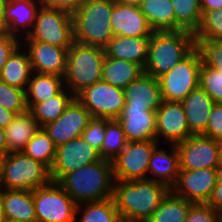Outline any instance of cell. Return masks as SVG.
Instances as JSON below:
<instances>
[{"label":"cell","instance_id":"ac0fdd59","mask_svg":"<svg viewBox=\"0 0 222 222\" xmlns=\"http://www.w3.org/2000/svg\"><path fill=\"white\" fill-rule=\"evenodd\" d=\"M113 35L124 37H151L154 30L137 6L114 2L110 16Z\"/></svg>","mask_w":222,"mask_h":222},{"label":"cell","instance_id":"f1b7e54d","mask_svg":"<svg viewBox=\"0 0 222 222\" xmlns=\"http://www.w3.org/2000/svg\"><path fill=\"white\" fill-rule=\"evenodd\" d=\"M142 73H144V69L134 62L105 56L101 80L124 89Z\"/></svg>","mask_w":222,"mask_h":222},{"label":"cell","instance_id":"5b68a950","mask_svg":"<svg viewBox=\"0 0 222 222\" xmlns=\"http://www.w3.org/2000/svg\"><path fill=\"white\" fill-rule=\"evenodd\" d=\"M104 48L73 42L68 49L64 87L74 96L102 79Z\"/></svg>","mask_w":222,"mask_h":222},{"label":"cell","instance_id":"f35d334b","mask_svg":"<svg viewBox=\"0 0 222 222\" xmlns=\"http://www.w3.org/2000/svg\"><path fill=\"white\" fill-rule=\"evenodd\" d=\"M199 86L213 99L215 103H222L221 72L202 63L200 68Z\"/></svg>","mask_w":222,"mask_h":222},{"label":"cell","instance_id":"b9f144b4","mask_svg":"<svg viewBox=\"0 0 222 222\" xmlns=\"http://www.w3.org/2000/svg\"><path fill=\"white\" fill-rule=\"evenodd\" d=\"M186 222H220V213L208 203H193L188 211Z\"/></svg>","mask_w":222,"mask_h":222},{"label":"cell","instance_id":"30bf717a","mask_svg":"<svg viewBox=\"0 0 222 222\" xmlns=\"http://www.w3.org/2000/svg\"><path fill=\"white\" fill-rule=\"evenodd\" d=\"M93 118L117 119L124 108V90L104 81L84 88L75 96Z\"/></svg>","mask_w":222,"mask_h":222},{"label":"cell","instance_id":"52a82bcc","mask_svg":"<svg viewBox=\"0 0 222 222\" xmlns=\"http://www.w3.org/2000/svg\"><path fill=\"white\" fill-rule=\"evenodd\" d=\"M202 56L195 47L169 72L158 78L162 99L181 102L190 92L199 87Z\"/></svg>","mask_w":222,"mask_h":222},{"label":"cell","instance_id":"44dd1931","mask_svg":"<svg viewBox=\"0 0 222 222\" xmlns=\"http://www.w3.org/2000/svg\"><path fill=\"white\" fill-rule=\"evenodd\" d=\"M128 142L156 140V111L123 108L117 118Z\"/></svg>","mask_w":222,"mask_h":222},{"label":"cell","instance_id":"7a4b0ae2","mask_svg":"<svg viewBox=\"0 0 222 222\" xmlns=\"http://www.w3.org/2000/svg\"><path fill=\"white\" fill-rule=\"evenodd\" d=\"M114 182L112 162L104 159L66 173L57 181L78 205L112 198Z\"/></svg>","mask_w":222,"mask_h":222},{"label":"cell","instance_id":"4316f807","mask_svg":"<svg viewBox=\"0 0 222 222\" xmlns=\"http://www.w3.org/2000/svg\"><path fill=\"white\" fill-rule=\"evenodd\" d=\"M39 129L40 126L29 110L16 115L5 128L9 153L22 152Z\"/></svg>","mask_w":222,"mask_h":222},{"label":"cell","instance_id":"bcb514c9","mask_svg":"<svg viewBox=\"0 0 222 222\" xmlns=\"http://www.w3.org/2000/svg\"><path fill=\"white\" fill-rule=\"evenodd\" d=\"M208 204L217 212L222 213V185H216Z\"/></svg>","mask_w":222,"mask_h":222},{"label":"cell","instance_id":"9a60e30c","mask_svg":"<svg viewBox=\"0 0 222 222\" xmlns=\"http://www.w3.org/2000/svg\"><path fill=\"white\" fill-rule=\"evenodd\" d=\"M93 117L75 97L66 110L56 120L47 123L43 128L56 146L81 137Z\"/></svg>","mask_w":222,"mask_h":222},{"label":"cell","instance_id":"4dcf8cb0","mask_svg":"<svg viewBox=\"0 0 222 222\" xmlns=\"http://www.w3.org/2000/svg\"><path fill=\"white\" fill-rule=\"evenodd\" d=\"M75 96L64 87L57 95L44 102L36 103L29 111L40 127L56 120L66 110Z\"/></svg>","mask_w":222,"mask_h":222},{"label":"cell","instance_id":"816d5d0a","mask_svg":"<svg viewBox=\"0 0 222 222\" xmlns=\"http://www.w3.org/2000/svg\"><path fill=\"white\" fill-rule=\"evenodd\" d=\"M114 2L139 7L143 0H114Z\"/></svg>","mask_w":222,"mask_h":222},{"label":"cell","instance_id":"5bb4252c","mask_svg":"<svg viewBox=\"0 0 222 222\" xmlns=\"http://www.w3.org/2000/svg\"><path fill=\"white\" fill-rule=\"evenodd\" d=\"M191 136L181 102L163 100L156 110L157 142L175 145Z\"/></svg>","mask_w":222,"mask_h":222},{"label":"cell","instance_id":"4fadbf2b","mask_svg":"<svg viewBox=\"0 0 222 222\" xmlns=\"http://www.w3.org/2000/svg\"><path fill=\"white\" fill-rule=\"evenodd\" d=\"M99 151L81 137L57 146L56 157L50 169L52 181L57 182L64 174L101 160Z\"/></svg>","mask_w":222,"mask_h":222},{"label":"cell","instance_id":"8fae6325","mask_svg":"<svg viewBox=\"0 0 222 222\" xmlns=\"http://www.w3.org/2000/svg\"><path fill=\"white\" fill-rule=\"evenodd\" d=\"M157 140L128 142L122 152L113 160L115 180L131 181L148 178V165Z\"/></svg>","mask_w":222,"mask_h":222},{"label":"cell","instance_id":"ba28073f","mask_svg":"<svg viewBox=\"0 0 222 222\" xmlns=\"http://www.w3.org/2000/svg\"><path fill=\"white\" fill-rule=\"evenodd\" d=\"M37 222H74L78 204L54 181L33 190Z\"/></svg>","mask_w":222,"mask_h":222},{"label":"cell","instance_id":"8992f818","mask_svg":"<svg viewBox=\"0 0 222 222\" xmlns=\"http://www.w3.org/2000/svg\"><path fill=\"white\" fill-rule=\"evenodd\" d=\"M51 181L50 169L23 152L3 157L1 189L33 191Z\"/></svg>","mask_w":222,"mask_h":222},{"label":"cell","instance_id":"7bdbcfd3","mask_svg":"<svg viewBox=\"0 0 222 222\" xmlns=\"http://www.w3.org/2000/svg\"><path fill=\"white\" fill-rule=\"evenodd\" d=\"M203 136L219 141L222 140V103H215L213 106Z\"/></svg>","mask_w":222,"mask_h":222},{"label":"cell","instance_id":"f546056e","mask_svg":"<svg viewBox=\"0 0 222 222\" xmlns=\"http://www.w3.org/2000/svg\"><path fill=\"white\" fill-rule=\"evenodd\" d=\"M139 8L154 31H176L171 0H143Z\"/></svg>","mask_w":222,"mask_h":222},{"label":"cell","instance_id":"d6986e66","mask_svg":"<svg viewBox=\"0 0 222 222\" xmlns=\"http://www.w3.org/2000/svg\"><path fill=\"white\" fill-rule=\"evenodd\" d=\"M43 0H8L5 6V32L18 37L26 38L35 24L38 10Z\"/></svg>","mask_w":222,"mask_h":222},{"label":"cell","instance_id":"2e32d148","mask_svg":"<svg viewBox=\"0 0 222 222\" xmlns=\"http://www.w3.org/2000/svg\"><path fill=\"white\" fill-rule=\"evenodd\" d=\"M216 185V169L180 170L170 190L192 203H208Z\"/></svg>","mask_w":222,"mask_h":222},{"label":"cell","instance_id":"681fc988","mask_svg":"<svg viewBox=\"0 0 222 222\" xmlns=\"http://www.w3.org/2000/svg\"><path fill=\"white\" fill-rule=\"evenodd\" d=\"M9 153L7 141H6V133L5 129L0 128V156L4 157Z\"/></svg>","mask_w":222,"mask_h":222},{"label":"cell","instance_id":"836d02e7","mask_svg":"<svg viewBox=\"0 0 222 222\" xmlns=\"http://www.w3.org/2000/svg\"><path fill=\"white\" fill-rule=\"evenodd\" d=\"M57 146L43 127L35 133V135L28 141L24 150L22 151L26 156H29L49 169L53 166L56 157Z\"/></svg>","mask_w":222,"mask_h":222},{"label":"cell","instance_id":"ffe728a7","mask_svg":"<svg viewBox=\"0 0 222 222\" xmlns=\"http://www.w3.org/2000/svg\"><path fill=\"white\" fill-rule=\"evenodd\" d=\"M123 90L124 108H144L156 111L163 101L158 79L145 72Z\"/></svg>","mask_w":222,"mask_h":222},{"label":"cell","instance_id":"484cf974","mask_svg":"<svg viewBox=\"0 0 222 222\" xmlns=\"http://www.w3.org/2000/svg\"><path fill=\"white\" fill-rule=\"evenodd\" d=\"M33 69L26 49L20 44L2 68L0 80L26 91Z\"/></svg>","mask_w":222,"mask_h":222},{"label":"cell","instance_id":"1f68e13d","mask_svg":"<svg viewBox=\"0 0 222 222\" xmlns=\"http://www.w3.org/2000/svg\"><path fill=\"white\" fill-rule=\"evenodd\" d=\"M113 198L77 206L74 222H121Z\"/></svg>","mask_w":222,"mask_h":222},{"label":"cell","instance_id":"8d00e7d4","mask_svg":"<svg viewBox=\"0 0 222 222\" xmlns=\"http://www.w3.org/2000/svg\"><path fill=\"white\" fill-rule=\"evenodd\" d=\"M195 41L222 40V9L202 14L201 22L194 33Z\"/></svg>","mask_w":222,"mask_h":222},{"label":"cell","instance_id":"e0dca14e","mask_svg":"<svg viewBox=\"0 0 222 222\" xmlns=\"http://www.w3.org/2000/svg\"><path fill=\"white\" fill-rule=\"evenodd\" d=\"M21 44L28 52L33 72L64 76L69 48H63L33 39H22Z\"/></svg>","mask_w":222,"mask_h":222},{"label":"cell","instance_id":"d590c367","mask_svg":"<svg viewBox=\"0 0 222 222\" xmlns=\"http://www.w3.org/2000/svg\"><path fill=\"white\" fill-rule=\"evenodd\" d=\"M127 139L122 125L117 119L106 124L105 137L99 154L102 159L113 161L127 146Z\"/></svg>","mask_w":222,"mask_h":222},{"label":"cell","instance_id":"3957f363","mask_svg":"<svg viewBox=\"0 0 222 222\" xmlns=\"http://www.w3.org/2000/svg\"><path fill=\"white\" fill-rule=\"evenodd\" d=\"M195 47L194 33L185 30L154 31L149 41L144 72L158 79L169 72Z\"/></svg>","mask_w":222,"mask_h":222},{"label":"cell","instance_id":"d4e9b609","mask_svg":"<svg viewBox=\"0 0 222 222\" xmlns=\"http://www.w3.org/2000/svg\"><path fill=\"white\" fill-rule=\"evenodd\" d=\"M0 203L6 219L21 222L37 221L33 191L0 189Z\"/></svg>","mask_w":222,"mask_h":222},{"label":"cell","instance_id":"f6af8a7d","mask_svg":"<svg viewBox=\"0 0 222 222\" xmlns=\"http://www.w3.org/2000/svg\"><path fill=\"white\" fill-rule=\"evenodd\" d=\"M86 1L87 0H43V5L48 8L65 11L72 15Z\"/></svg>","mask_w":222,"mask_h":222},{"label":"cell","instance_id":"f5cc1de1","mask_svg":"<svg viewBox=\"0 0 222 222\" xmlns=\"http://www.w3.org/2000/svg\"><path fill=\"white\" fill-rule=\"evenodd\" d=\"M217 185H222V165L216 168Z\"/></svg>","mask_w":222,"mask_h":222},{"label":"cell","instance_id":"9c48e42d","mask_svg":"<svg viewBox=\"0 0 222 222\" xmlns=\"http://www.w3.org/2000/svg\"><path fill=\"white\" fill-rule=\"evenodd\" d=\"M23 39L70 48L74 42L72 15L44 5L38 10L31 33Z\"/></svg>","mask_w":222,"mask_h":222},{"label":"cell","instance_id":"7c38bea8","mask_svg":"<svg viewBox=\"0 0 222 222\" xmlns=\"http://www.w3.org/2000/svg\"><path fill=\"white\" fill-rule=\"evenodd\" d=\"M180 170L216 169L220 165L219 140L203 135H192L175 144Z\"/></svg>","mask_w":222,"mask_h":222},{"label":"cell","instance_id":"ab89813d","mask_svg":"<svg viewBox=\"0 0 222 222\" xmlns=\"http://www.w3.org/2000/svg\"><path fill=\"white\" fill-rule=\"evenodd\" d=\"M202 61L222 74V40L195 41Z\"/></svg>","mask_w":222,"mask_h":222},{"label":"cell","instance_id":"6f0895ef","mask_svg":"<svg viewBox=\"0 0 222 222\" xmlns=\"http://www.w3.org/2000/svg\"><path fill=\"white\" fill-rule=\"evenodd\" d=\"M5 222H21V221H15V220L6 219ZM32 222H37V221H32Z\"/></svg>","mask_w":222,"mask_h":222},{"label":"cell","instance_id":"277c9868","mask_svg":"<svg viewBox=\"0 0 222 222\" xmlns=\"http://www.w3.org/2000/svg\"><path fill=\"white\" fill-rule=\"evenodd\" d=\"M114 0H87L72 14L74 41L104 48L113 37Z\"/></svg>","mask_w":222,"mask_h":222},{"label":"cell","instance_id":"7402d4cb","mask_svg":"<svg viewBox=\"0 0 222 222\" xmlns=\"http://www.w3.org/2000/svg\"><path fill=\"white\" fill-rule=\"evenodd\" d=\"M187 123L192 135H203L207 128L209 115L215 105L213 99L199 86L182 101Z\"/></svg>","mask_w":222,"mask_h":222},{"label":"cell","instance_id":"9f6ffc18","mask_svg":"<svg viewBox=\"0 0 222 222\" xmlns=\"http://www.w3.org/2000/svg\"><path fill=\"white\" fill-rule=\"evenodd\" d=\"M219 147H220L219 159H220V164L222 165V140L219 141Z\"/></svg>","mask_w":222,"mask_h":222},{"label":"cell","instance_id":"11a10c76","mask_svg":"<svg viewBox=\"0 0 222 222\" xmlns=\"http://www.w3.org/2000/svg\"><path fill=\"white\" fill-rule=\"evenodd\" d=\"M2 162H3V157L0 156V189H1V181H2Z\"/></svg>","mask_w":222,"mask_h":222},{"label":"cell","instance_id":"e575fe53","mask_svg":"<svg viewBox=\"0 0 222 222\" xmlns=\"http://www.w3.org/2000/svg\"><path fill=\"white\" fill-rule=\"evenodd\" d=\"M171 2L174 7L176 31L195 33L202 18L200 0H171Z\"/></svg>","mask_w":222,"mask_h":222},{"label":"cell","instance_id":"c3c4849f","mask_svg":"<svg viewBox=\"0 0 222 222\" xmlns=\"http://www.w3.org/2000/svg\"><path fill=\"white\" fill-rule=\"evenodd\" d=\"M15 116L16 114L14 112L0 106V128L5 129Z\"/></svg>","mask_w":222,"mask_h":222},{"label":"cell","instance_id":"d6a6232c","mask_svg":"<svg viewBox=\"0 0 222 222\" xmlns=\"http://www.w3.org/2000/svg\"><path fill=\"white\" fill-rule=\"evenodd\" d=\"M192 204L170 190L147 222H186Z\"/></svg>","mask_w":222,"mask_h":222},{"label":"cell","instance_id":"cb8c5ba5","mask_svg":"<svg viewBox=\"0 0 222 222\" xmlns=\"http://www.w3.org/2000/svg\"><path fill=\"white\" fill-rule=\"evenodd\" d=\"M150 37H124L116 36L110 39L104 47L105 56L134 62L143 69L148 58Z\"/></svg>","mask_w":222,"mask_h":222},{"label":"cell","instance_id":"6da1fadb","mask_svg":"<svg viewBox=\"0 0 222 222\" xmlns=\"http://www.w3.org/2000/svg\"><path fill=\"white\" fill-rule=\"evenodd\" d=\"M170 188L151 179L115 180L113 200L122 221L147 222Z\"/></svg>","mask_w":222,"mask_h":222},{"label":"cell","instance_id":"74e56055","mask_svg":"<svg viewBox=\"0 0 222 222\" xmlns=\"http://www.w3.org/2000/svg\"><path fill=\"white\" fill-rule=\"evenodd\" d=\"M0 106L16 115L26 112L25 90L12 87L0 80Z\"/></svg>","mask_w":222,"mask_h":222},{"label":"cell","instance_id":"7dc6e473","mask_svg":"<svg viewBox=\"0 0 222 222\" xmlns=\"http://www.w3.org/2000/svg\"><path fill=\"white\" fill-rule=\"evenodd\" d=\"M202 14L207 11L222 9V0H200Z\"/></svg>","mask_w":222,"mask_h":222},{"label":"cell","instance_id":"db71d44e","mask_svg":"<svg viewBox=\"0 0 222 222\" xmlns=\"http://www.w3.org/2000/svg\"><path fill=\"white\" fill-rule=\"evenodd\" d=\"M5 220H6V217L0 203V222H5Z\"/></svg>","mask_w":222,"mask_h":222},{"label":"cell","instance_id":"60d3db41","mask_svg":"<svg viewBox=\"0 0 222 222\" xmlns=\"http://www.w3.org/2000/svg\"><path fill=\"white\" fill-rule=\"evenodd\" d=\"M110 120L107 118H92L81 133V138L90 146L100 151L105 137L106 124Z\"/></svg>","mask_w":222,"mask_h":222},{"label":"cell","instance_id":"f907efd6","mask_svg":"<svg viewBox=\"0 0 222 222\" xmlns=\"http://www.w3.org/2000/svg\"><path fill=\"white\" fill-rule=\"evenodd\" d=\"M8 0H0V31H5V6Z\"/></svg>","mask_w":222,"mask_h":222},{"label":"cell","instance_id":"603a6c76","mask_svg":"<svg viewBox=\"0 0 222 222\" xmlns=\"http://www.w3.org/2000/svg\"><path fill=\"white\" fill-rule=\"evenodd\" d=\"M165 146L170 149L165 150L160 144L154 149L148 165V179L164 183L171 188L176 183L180 171L179 154L175 145Z\"/></svg>","mask_w":222,"mask_h":222},{"label":"cell","instance_id":"83f0119b","mask_svg":"<svg viewBox=\"0 0 222 222\" xmlns=\"http://www.w3.org/2000/svg\"><path fill=\"white\" fill-rule=\"evenodd\" d=\"M63 88V77L33 72L25 91L27 109L30 110L36 103L57 95Z\"/></svg>","mask_w":222,"mask_h":222},{"label":"cell","instance_id":"680465c9","mask_svg":"<svg viewBox=\"0 0 222 222\" xmlns=\"http://www.w3.org/2000/svg\"><path fill=\"white\" fill-rule=\"evenodd\" d=\"M220 222H222V213H220Z\"/></svg>","mask_w":222,"mask_h":222},{"label":"cell","instance_id":"ee69618b","mask_svg":"<svg viewBox=\"0 0 222 222\" xmlns=\"http://www.w3.org/2000/svg\"><path fill=\"white\" fill-rule=\"evenodd\" d=\"M21 44V40L5 31H0V74L10 55Z\"/></svg>","mask_w":222,"mask_h":222}]
</instances>
